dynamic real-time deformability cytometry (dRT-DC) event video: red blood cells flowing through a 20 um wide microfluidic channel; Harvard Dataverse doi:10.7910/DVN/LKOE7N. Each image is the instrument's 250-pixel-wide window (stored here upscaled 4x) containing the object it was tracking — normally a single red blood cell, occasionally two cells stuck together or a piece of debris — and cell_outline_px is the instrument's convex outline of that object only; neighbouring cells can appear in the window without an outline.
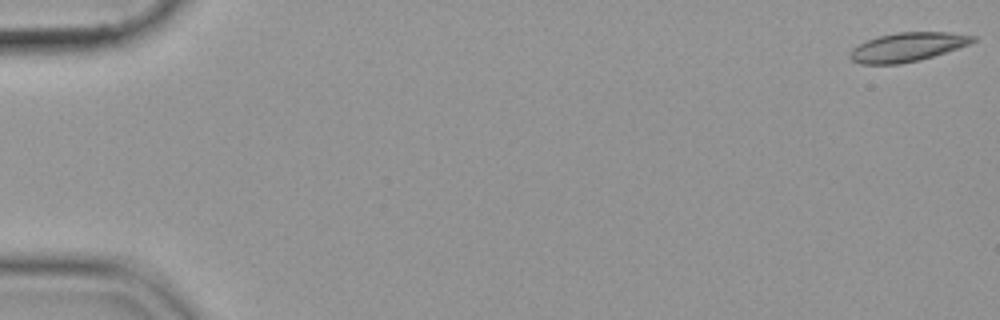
{"species": "common noctule bat (a hibernating species)", "species_latin": "Nyctalus noctula", "temperature_condition": "cold", "stored_images_in_passage": 18, "camera_frame_rate_fps": 3000, "um_per_image_px": 0.085, "animal": {"sex": "female", "body_mass_g": 19.9}, "frame": {"image": 1, "passage_image": 1, "time_ms": 0.0, "image_size_px": [1000, 320], "cell_outline_px": [[976, 40], [968, 44], [920, 60], [900, 64], [860, 64], [852, 60], [848, 56], [848, 52], [852, 48], [868, 40], [880, 36], [896, 32], [948, 32], [976, 36]], "centroid_in_image_um": [77.09, 4.0], "position_along_channel_um": 7.9, "area_um2": 20.52}}
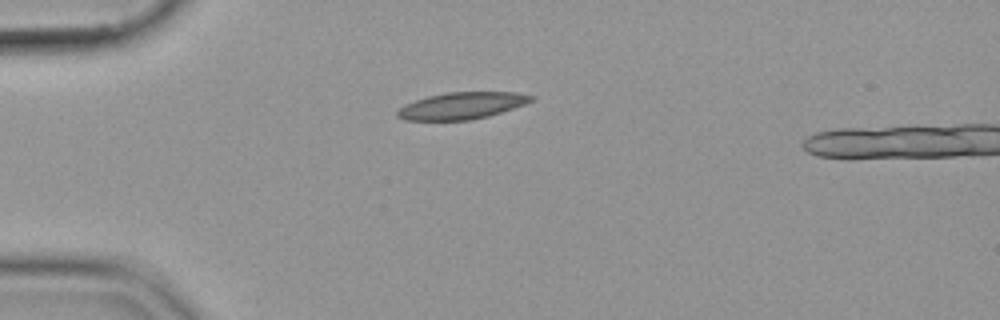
{"frame": {"image": 2, "passage_image": 15, "time_ms": 4.667, "image_size_px": [1000, 320], "cell_outline_px": [[536, 96], [532, 100], [524, 104], [488, 116], [472, 120], [404, 120], [396, 116], [396, 112], [404, 104], [428, 96], [444, 92], [516, 92]], "centroid_in_image_um": [39.22, 8.98], "position_along_channel_um": 45.8, "area_um2": 20.87}}